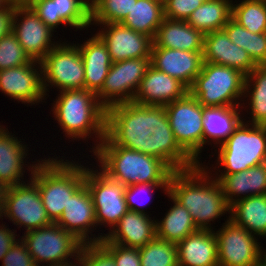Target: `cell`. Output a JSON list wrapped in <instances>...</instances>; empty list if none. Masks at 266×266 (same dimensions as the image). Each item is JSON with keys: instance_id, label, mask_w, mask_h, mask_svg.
Masks as SVG:
<instances>
[{"instance_id": "6da1fadb", "label": "cell", "mask_w": 266, "mask_h": 266, "mask_svg": "<svg viewBox=\"0 0 266 266\" xmlns=\"http://www.w3.org/2000/svg\"><path fill=\"white\" fill-rule=\"evenodd\" d=\"M105 136L115 145L157 157L173 171L198 165L178 144L164 106L133 101L106 110Z\"/></svg>"}, {"instance_id": "7a4b0ae2", "label": "cell", "mask_w": 266, "mask_h": 266, "mask_svg": "<svg viewBox=\"0 0 266 266\" xmlns=\"http://www.w3.org/2000/svg\"><path fill=\"white\" fill-rule=\"evenodd\" d=\"M204 169L198 164L191 169L174 171L167 194L189 211L199 229L208 230L211 227L207 224L229 212L230 206L220 183L216 179L210 182Z\"/></svg>"}, {"instance_id": "3957f363", "label": "cell", "mask_w": 266, "mask_h": 266, "mask_svg": "<svg viewBox=\"0 0 266 266\" xmlns=\"http://www.w3.org/2000/svg\"><path fill=\"white\" fill-rule=\"evenodd\" d=\"M95 148L94 155L100 161L102 171L125 186L142 183H169L174 172L157 157L117 146L106 136Z\"/></svg>"}, {"instance_id": "277c9868", "label": "cell", "mask_w": 266, "mask_h": 266, "mask_svg": "<svg viewBox=\"0 0 266 266\" xmlns=\"http://www.w3.org/2000/svg\"><path fill=\"white\" fill-rule=\"evenodd\" d=\"M44 161L32 165L31 180L38 186L47 215L55 223L70 197L85 183V168L63 160Z\"/></svg>"}, {"instance_id": "5b68a950", "label": "cell", "mask_w": 266, "mask_h": 266, "mask_svg": "<svg viewBox=\"0 0 266 266\" xmlns=\"http://www.w3.org/2000/svg\"><path fill=\"white\" fill-rule=\"evenodd\" d=\"M60 94L53 113L64 132L72 138H86L94 131L102 141L105 137L106 109L97 95L86 89L63 90Z\"/></svg>"}, {"instance_id": "8992f818", "label": "cell", "mask_w": 266, "mask_h": 266, "mask_svg": "<svg viewBox=\"0 0 266 266\" xmlns=\"http://www.w3.org/2000/svg\"><path fill=\"white\" fill-rule=\"evenodd\" d=\"M245 77L234 68L204 62L189 92L204 107L239 106L234 100L245 95Z\"/></svg>"}, {"instance_id": "52a82bcc", "label": "cell", "mask_w": 266, "mask_h": 266, "mask_svg": "<svg viewBox=\"0 0 266 266\" xmlns=\"http://www.w3.org/2000/svg\"><path fill=\"white\" fill-rule=\"evenodd\" d=\"M249 125L242 121L219 149L224 174H235L266 163V126Z\"/></svg>"}, {"instance_id": "ba28073f", "label": "cell", "mask_w": 266, "mask_h": 266, "mask_svg": "<svg viewBox=\"0 0 266 266\" xmlns=\"http://www.w3.org/2000/svg\"><path fill=\"white\" fill-rule=\"evenodd\" d=\"M21 241L26 245L36 266L40 262H51L49 266L73 265L67 258L76 256L75 259L78 260L83 245L73 234L56 223L27 231Z\"/></svg>"}, {"instance_id": "9c48e42d", "label": "cell", "mask_w": 266, "mask_h": 266, "mask_svg": "<svg viewBox=\"0 0 266 266\" xmlns=\"http://www.w3.org/2000/svg\"><path fill=\"white\" fill-rule=\"evenodd\" d=\"M179 146L196 162L203 147V105L188 92L164 106Z\"/></svg>"}, {"instance_id": "30bf717a", "label": "cell", "mask_w": 266, "mask_h": 266, "mask_svg": "<svg viewBox=\"0 0 266 266\" xmlns=\"http://www.w3.org/2000/svg\"><path fill=\"white\" fill-rule=\"evenodd\" d=\"M40 74L43 90L46 92L48 83L55 85L61 91L85 89V69L83 58L78 46L57 44L40 61ZM43 69V70H42ZM47 81V82H46Z\"/></svg>"}, {"instance_id": "8fae6325", "label": "cell", "mask_w": 266, "mask_h": 266, "mask_svg": "<svg viewBox=\"0 0 266 266\" xmlns=\"http://www.w3.org/2000/svg\"><path fill=\"white\" fill-rule=\"evenodd\" d=\"M150 65L151 58H133L112 63L102 89L96 94L100 104L107 110L114 105L132 102Z\"/></svg>"}, {"instance_id": "7c38bea8", "label": "cell", "mask_w": 266, "mask_h": 266, "mask_svg": "<svg viewBox=\"0 0 266 266\" xmlns=\"http://www.w3.org/2000/svg\"><path fill=\"white\" fill-rule=\"evenodd\" d=\"M85 167V184L91 194L98 224L114 228L128 211L125 200L126 186L111 179L103 171L96 172Z\"/></svg>"}, {"instance_id": "4fadbf2b", "label": "cell", "mask_w": 266, "mask_h": 266, "mask_svg": "<svg viewBox=\"0 0 266 266\" xmlns=\"http://www.w3.org/2000/svg\"><path fill=\"white\" fill-rule=\"evenodd\" d=\"M3 215L9 217L14 224L27 227L26 231L53 223L43 206L39 188L32 180L30 184L8 187L2 217Z\"/></svg>"}, {"instance_id": "5bb4252c", "label": "cell", "mask_w": 266, "mask_h": 266, "mask_svg": "<svg viewBox=\"0 0 266 266\" xmlns=\"http://www.w3.org/2000/svg\"><path fill=\"white\" fill-rule=\"evenodd\" d=\"M217 239L219 266H253L262 259V250L254 234L230 219L214 233Z\"/></svg>"}, {"instance_id": "9a60e30c", "label": "cell", "mask_w": 266, "mask_h": 266, "mask_svg": "<svg viewBox=\"0 0 266 266\" xmlns=\"http://www.w3.org/2000/svg\"><path fill=\"white\" fill-rule=\"evenodd\" d=\"M21 15L23 21L18 23L17 17H21ZM52 31L39 19L31 7H24L16 3L12 19V32L31 60L40 62L56 46L51 43Z\"/></svg>"}, {"instance_id": "2e32d148", "label": "cell", "mask_w": 266, "mask_h": 266, "mask_svg": "<svg viewBox=\"0 0 266 266\" xmlns=\"http://www.w3.org/2000/svg\"><path fill=\"white\" fill-rule=\"evenodd\" d=\"M107 29L97 35L107 46L112 62L133 58H151L153 39L136 32L122 23H104Z\"/></svg>"}, {"instance_id": "e0dca14e", "label": "cell", "mask_w": 266, "mask_h": 266, "mask_svg": "<svg viewBox=\"0 0 266 266\" xmlns=\"http://www.w3.org/2000/svg\"><path fill=\"white\" fill-rule=\"evenodd\" d=\"M55 223L68 233L73 234L83 244L99 243L105 238L100 235L97 238H90V241L88 239L87 232L91 229L90 226L94 228L95 224L97 225V221L93 200L85 183L70 197L68 204Z\"/></svg>"}, {"instance_id": "ac0fdd59", "label": "cell", "mask_w": 266, "mask_h": 266, "mask_svg": "<svg viewBox=\"0 0 266 266\" xmlns=\"http://www.w3.org/2000/svg\"><path fill=\"white\" fill-rule=\"evenodd\" d=\"M203 63V51L189 52L152 44L151 65L178 79L188 88L193 85L196 76L201 72Z\"/></svg>"}, {"instance_id": "d6986e66", "label": "cell", "mask_w": 266, "mask_h": 266, "mask_svg": "<svg viewBox=\"0 0 266 266\" xmlns=\"http://www.w3.org/2000/svg\"><path fill=\"white\" fill-rule=\"evenodd\" d=\"M188 92L189 88L181 81L150 65L133 102L140 105L165 106L183 98Z\"/></svg>"}, {"instance_id": "ffe728a7", "label": "cell", "mask_w": 266, "mask_h": 266, "mask_svg": "<svg viewBox=\"0 0 266 266\" xmlns=\"http://www.w3.org/2000/svg\"><path fill=\"white\" fill-rule=\"evenodd\" d=\"M52 30L60 24L82 29L91 25V3L84 0H41L31 6Z\"/></svg>"}, {"instance_id": "44dd1931", "label": "cell", "mask_w": 266, "mask_h": 266, "mask_svg": "<svg viewBox=\"0 0 266 266\" xmlns=\"http://www.w3.org/2000/svg\"><path fill=\"white\" fill-rule=\"evenodd\" d=\"M36 62L0 70V90L15 100L24 103L39 102L46 93L43 90L42 75L34 69Z\"/></svg>"}, {"instance_id": "7402d4cb", "label": "cell", "mask_w": 266, "mask_h": 266, "mask_svg": "<svg viewBox=\"0 0 266 266\" xmlns=\"http://www.w3.org/2000/svg\"><path fill=\"white\" fill-rule=\"evenodd\" d=\"M203 61L234 68L245 76L257 67L248 52L234 44L224 29L205 34Z\"/></svg>"}, {"instance_id": "603a6c76", "label": "cell", "mask_w": 266, "mask_h": 266, "mask_svg": "<svg viewBox=\"0 0 266 266\" xmlns=\"http://www.w3.org/2000/svg\"><path fill=\"white\" fill-rule=\"evenodd\" d=\"M176 247L179 266H219L217 239L211 229H198Z\"/></svg>"}, {"instance_id": "cb8c5ba5", "label": "cell", "mask_w": 266, "mask_h": 266, "mask_svg": "<svg viewBox=\"0 0 266 266\" xmlns=\"http://www.w3.org/2000/svg\"><path fill=\"white\" fill-rule=\"evenodd\" d=\"M112 232L105 234L109 243L141 248L156 237V221L145 213L127 211Z\"/></svg>"}, {"instance_id": "d4e9b609", "label": "cell", "mask_w": 266, "mask_h": 266, "mask_svg": "<svg viewBox=\"0 0 266 266\" xmlns=\"http://www.w3.org/2000/svg\"><path fill=\"white\" fill-rule=\"evenodd\" d=\"M78 46L85 69V89L97 94L104 84L112 60L107 46L96 34Z\"/></svg>"}, {"instance_id": "484cf974", "label": "cell", "mask_w": 266, "mask_h": 266, "mask_svg": "<svg viewBox=\"0 0 266 266\" xmlns=\"http://www.w3.org/2000/svg\"><path fill=\"white\" fill-rule=\"evenodd\" d=\"M205 34L186 21L164 18L159 26L153 43L164 47L189 52L203 51Z\"/></svg>"}, {"instance_id": "4316f807", "label": "cell", "mask_w": 266, "mask_h": 266, "mask_svg": "<svg viewBox=\"0 0 266 266\" xmlns=\"http://www.w3.org/2000/svg\"><path fill=\"white\" fill-rule=\"evenodd\" d=\"M229 206L236 202L233 196L243 194L239 199L266 194V163L250 167L235 174H223L216 177ZM250 192V193H249ZM248 195H245V194Z\"/></svg>"}, {"instance_id": "83f0119b", "label": "cell", "mask_w": 266, "mask_h": 266, "mask_svg": "<svg viewBox=\"0 0 266 266\" xmlns=\"http://www.w3.org/2000/svg\"><path fill=\"white\" fill-rule=\"evenodd\" d=\"M229 219L250 234L266 236V194L236 199L230 206Z\"/></svg>"}, {"instance_id": "f1b7e54d", "label": "cell", "mask_w": 266, "mask_h": 266, "mask_svg": "<svg viewBox=\"0 0 266 266\" xmlns=\"http://www.w3.org/2000/svg\"><path fill=\"white\" fill-rule=\"evenodd\" d=\"M5 131L0 128V182L9 187L22 184L20 177L23 175V159L27 154L21 141Z\"/></svg>"}, {"instance_id": "f546056e", "label": "cell", "mask_w": 266, "mask_h": 266, "mask_svg": "<svg viewBox=\"0 0 266 266\" xmlns=\"http://www.w3.org/2000/svg\"><path fill=\"white\" fill-rule=\"evenodd\" d=\"M238 106L204 107L203 106V145L212 138L225 142L243 121L240 119ZM224 138V139H223Z\"/></svg>"}, {"instance_id": "4dcf8cb0", "label": "cell", "mask_w": 266, "mask_h": 266, "mask_svg": "<svg viewBox=\"0 0 266 266\" xmlns=\"http://www.w3.org/2000/svg\"><path fill=\"white\" fill-rule=\"evenodd\" d=\"M164 18V2L160 0H137L122 24L154 39Z\"/></svg>"}, {"instance_id": "1f68e13d", "label": "cell", "mask_w": 266, "mask_h": 266, "mask_svg": "<svg viewBox=\"0 0 266 266\" xmlns=\"http://www.w3.org/2000/svg\"><path fill=\"white\" fill-rule=\"evenodd\" d=\"M229 0H205L192 12L187 23L207 34L222 30L232 15V2Z\"/></svg>"}, {"instance_id": "d6a6232c", "label": "cell", "mask_w": 266, "mask_h": 266, "mask_svg": "<svg viewBox=\"0 0 266 266\" xmlns=\"http://www.w3.org/2000/svg\"><path fill=\"white\" fill-rule=\"evenodd\" d=\"M169 197L173 200L174 206L161 222H156V237L177 244L199 228L189 211L171 195Z\"/></svg>"}, {"instance_id": "836d02e7", "label": "cell", "mask_w": 266, "mask_h": 266, "mask_svg": "<svg viewBox=\"0 0 266 266\" xmlns=\"http://www.w3.org/2000/svg\"><path fill=\"white\" fill-rule=\"evenodd\" d=\"M223 29L234 44L248 52L256 65H266V32L252 33L232 17Z\"/></svg>"}, {"instance_id": "e575fe53", "label": "cell", "mask_w": 266, "mask_h": 266, "mask_svg": "<svg viewBox=\"0 0 266 266\" xmlns=\"http://www.w3.org/2000/svg\"><path fill=\"white\" fill-rule=\"evenodd\" d=\"M251 80H255L251 91L250 105L252 124L266 126V65H257L246 77L244 92H249ZM250 82V83H249ZM249 86V87H248Z\"/></svg>"}, {"instance_id": "d590c367", "label": "cell", "mask_w": 266, "mask_h": 266, "mask_svg": "<svg viewBox=\"0 0 266 266\" xmlns=\"http://www.w3.org/2000/svg\"><path fill=\"white\" fill-rule=\"evenodd\" d=\"M231 17L252 33L266 32V0H244L232 4Z\"/></svg>"}, {"instance_id": "8d00e7d4", "label": "cell", "mask_w": 266, "mask_h": 266, "mask_svg": "<svg viewBox=\"0 0 266 266\" xmlns=\"http://www.w3.org/2000/svg\"><path fill=\"white\" fill-rule=\"evenodd\" d=\"M141 266H179L176 244L158 237L139 248Z\"/></svg>"}, {"instance_id": "74e56055", "label": "cell", "mask_w": 266, "mask_h": 266, "mask_svg": "<svg viewBox=\"0 0 266 266\" xmlns=\"http://www.w3.org/2000/svg\"><path fill=\"white\" fill-rule=\"evenodd\" d=\"M137 0H90L91 22L122 23Z\"/></svg>"}, {"instance_id": "f35d334b", "label": "cell", "mask_w": 266, "mask_h": 266, "mask_svg": "<svg viewBox=\"0 0 266 266\" xmlns=\"http://www.w3.org/2000/svg\"><path fill=\"white\" fill-rule=\"evenodd\" d=\"M30 61V57L12 31L0 38V70L26 65Z\"/></svg>"}, {"instance_id": "ab89813d", "label": "cell", "mask_w": 266, "mask_h": 266, "mask_svg": "<svg viewBox=\"0 0 266 266\" xmlns=\"http://www.w3.org/2000/svg\"><path fill=\"white\" fill-rule=\"evenodd\" d=\"M77 266H116L113 256L100 243L82 245Z\"/></svg>"}, {"instance_id": "60d3db41", "label": "cell", "mask_w": 266, "mask_h": 266, "mask_svg": "<svg viewBox=\"0 0 266 266\" xmlns=\"http://www.w3.org/2000/svg\"><path fill=\"white\" fill-rule=\"evenodd\" d=\"M99 243L113 256L116 266H141L139 248L109 243L105 238Z\"/></svg>"}, {"instance_id": "b9f144b4", "label": "cell", "mask_w": 266, "mask_h": 266, "mask_svg": "<svg viewBox=\"0 0 266 266\" xmlns=\"http://www.w3.org/2000/svg\"><path fill=\"white\" fill-rule=\"evenodd\" d=\"M205 0H166L164 1V16L171 20L187 21L193 11Z\"/></svg>"}, {"instance_id": "7bdbcfd3", "label": "cell", "mask_w": 266, "mask_h": 266, "mask_svg": "<svg viewBox=\"0 0 266 266\" xmlns=\"http://www.w3.org/2000/svg\"><path fill=\"white\" fill-rule=\"evenodd\" d=\"M18 243L16 241L2 258V266H36L23 241Z\"/></svg>"}, {"instance_id": "ee69618b", "label": "cell", "mask_w": 266, "mask_h": 266, "mask_svg": "<svg viewBox=\"0 0 266 266\" xmlns=\"http://www.w3.org/2000/svg\"><path fill=\"white\" fill-rule=\"evenodd\" d=\"M155 187L156 188L162 187L165 189L164 191H166L168 193L169 183H142V184H132V185L126 186L125 200H126V205H127L128 211L145 213L143 209L140 210L139 205H141L142 202L140 201V203H139L138 200H136L135 197H137V196H135V195L139 194V193L142 194L141 192L143 190L146 192L148 189H151V191H152L153 188L155 189ZM136 204H138V205H136Z\"/></svg>"}, {"instance_id": "f6af8a7d", "label": "cell", "mask_w": 266, "mask_h": 266, "mask_svg": "<svg viewBox=\"0 0 266 266\" xmlns=\"http://www.w3.org/2000/svg\"><path fill=\"white\" fill-rule=\"evenodd\" d=\"M16 1L4 10H0V38L12 31V19Z\"/></svg>"}, {"instance_id": "bcb514c9", "label": "cell", "mask_w": 266, "mask_h": 266, "mask_svg": "<svg viewBox=\"0 0 266 266\" xmlns=\"http://www.w3.org/2000/svg\"><path fill=\"white\" fill-rule=\"evenodd\" d=\"M4 227L5 225L3 227L0 226V259L1 260L16 242L14 232H11L12 230H9L8 228L6 229Z\"/></svg>"}, {"instance_id": "7dc6e473", "label": "cell", "mask_w": 266, "mask_h": 266, "mask_svg": "<svg viewBox=\"0 0 266 266\" xmlns=\"http://www.w3.org/2000/svg\"><path fill=\"white\" fill-rule=\"evenodd\" d=\"M7 191H8V186L0 182V217L2 216L1 214H3L5 209V200H6Z\"/></svg>"}, {"instance_id": "c3c4849f", "label": "cell", "mask_w": 266, "mask_h": 266, "mask_svg": "<svg viewBox=\"0 0 266 266\" xmlns=\"http://www.w3.org/2000/svg\"><path fill=\"white\" fill-rule=\"evenodd\" d=\"M17 4L24 7H31L33 4L41 1V0H15Z\"/></svg>"}, {"instance_id": "681fc988", "label": "cell", "mask_w": 266, "mask_h": 266, "mask_svg": "<svg viewBox=\"0 0 266 266\" xmlns=\"http://www.w3.org/2000/svg\"><path fill=\"white\" fill-rule=\"evenodd\" d=\"M15 0H0V10L9 7Z\"/></svg>"}, {"instance_id": "f907efd6", "label": "cell", "mask_w": 266, "mask_h": 266, "mask_svg": "<svg viewBox=\"0 0 266 266\" xmlns=\"http://www.w3.org/2000/svg\"><path fill=\"white\" fill-rule=\"evenodd\" d=\"M253 266H266V263L261 259L258 263L254 264Z\"/></svg>"}, {"instance_id": "816d5d0a", "label": "cell", "mask_w": 266, "mask_h": 266, "mask_svg": "<svg viewBox=\"0 0 266 266\" xmlns=\"http://www.w3.org/2000/svg\"><path fill=\"white\" fill-rule=\"evenodd\" d=\"M262 256H264L262 257V260L266 263V252H265V255L262 254Z\"/></svg>"}]
</instances>
